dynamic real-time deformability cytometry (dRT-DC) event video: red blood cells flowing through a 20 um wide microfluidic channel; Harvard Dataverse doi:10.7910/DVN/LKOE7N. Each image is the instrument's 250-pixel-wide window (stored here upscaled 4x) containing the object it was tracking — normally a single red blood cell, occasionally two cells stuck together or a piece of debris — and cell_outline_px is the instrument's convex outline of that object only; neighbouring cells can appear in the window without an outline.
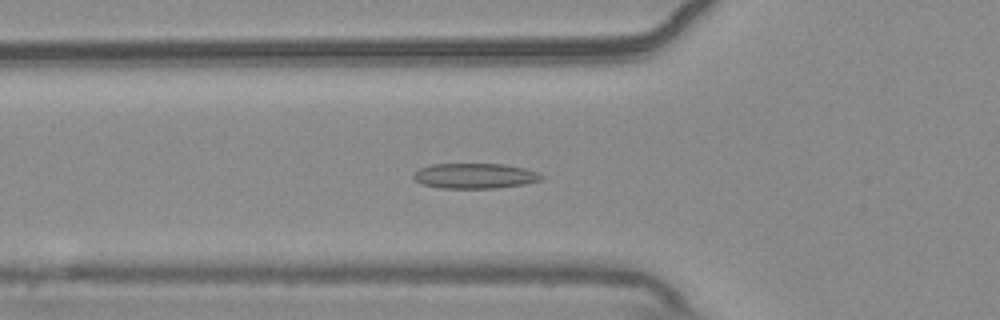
{"species": "common noctule bat (a hibernating species)", "species_latin": "Nyctalus noctula", "temperature_condition": "warm", "stored_images_in_passage": 48, "camera_frame_rate_fps": 3000, "um_per_image_px": 0.085, "animal": {"sex": "male", "body_mass_g": 20.4}, "frame": {"image": 1, "passage_image": 12, "time_ms": 3.667, "image_size_px": [1000, 320], "cell_outline_px": [[544, 176], [540, 180], [524, 184], [496, 188], [440, 188], [420, 184], [412, 176], [420, 168], [432, 164], [504, 164], [524, 168], [540, 172]], "centroid_in_image_um": [40.37, 14.95], "position_along_channel_um": 85.4, "area_um2": 18.84}}
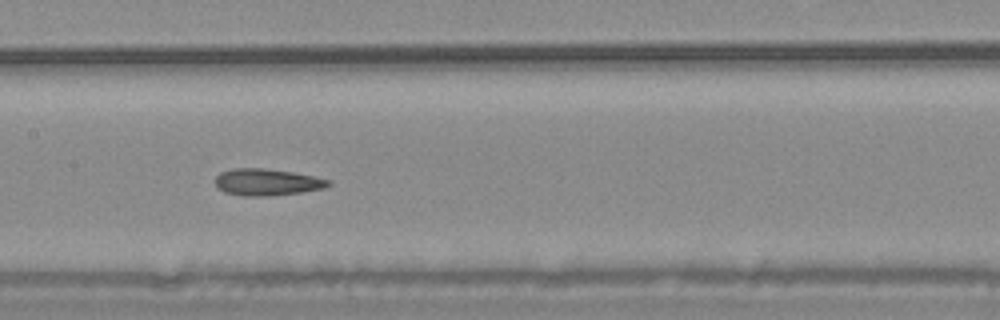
{"frame": {"image": 2, "passage_image": 20, "time_ms": 6.333, "image_size_px": [1000, 320], "cell_outline_px": [[332, 184], [324, 188], [300, 192], [268, 196], [240, 196], [224, 192], [216, 188], [216, 176], [220, 172], [232, 168], [264, 168], [292, 172], [332, 180]], "centroid_in_image_um": [22.66, 15.48], "position_along_channel_um": 184.7, "area_um2": 17.74}}
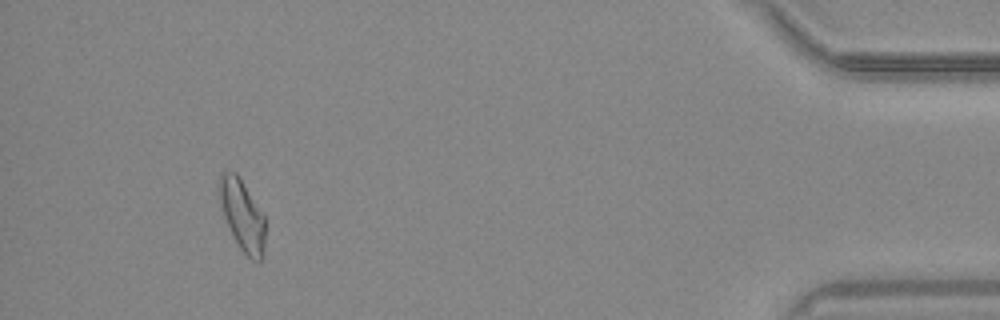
{"frame": {"image": 3, "passage_image": 44, "time_ms": 14.333, "image_size_px": [1000, 320], "cell_outline_px": [[264, 256], [260, 260], [252, 260], [240, 248], [232, 236], [224, 216], [220, 200], [220, 176], [224, 172], [236, 172], [264, 216]], "centroid_in_image_um": [20.61, 18.34], "position_along_channel_um": 414.6, "area_um2": 18.38}, "authors_computed_cell_mechanics": {"area_um2": 18.1781, "velocity_mm_per_s": 3.6904, "shape_relaxation_time_tau1_ms": 11.0414, "shape_relaxation_time_tau2_ms": 2.6851, "deformation_change_tau1": 0.2083, "deformation_change_tau2": 0.0997}}